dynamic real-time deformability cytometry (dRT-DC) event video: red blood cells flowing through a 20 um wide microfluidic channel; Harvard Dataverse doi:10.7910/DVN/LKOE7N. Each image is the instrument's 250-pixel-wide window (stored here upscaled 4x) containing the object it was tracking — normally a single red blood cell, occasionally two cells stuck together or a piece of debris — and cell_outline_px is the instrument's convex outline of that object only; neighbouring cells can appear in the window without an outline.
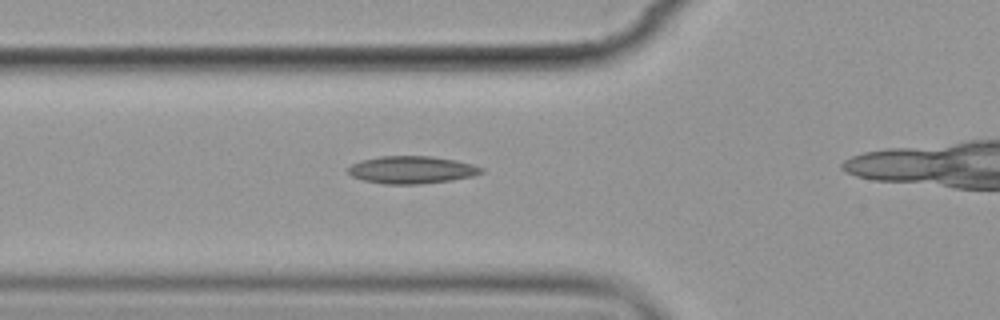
{"species": "common noctule bat (a hibernating species)", "species_latin": "Nyctalus noctula", "temperature_condition": "cold", "stored_images_in_passage": 5, "segment_of_instrument_passage": [1, 2], "camera_frame_rate_fps": 3000, "um_per_image_px": 0.085, "animal": {"sex": "female", "body_mass_g": 19.9}, "frame": {"image": 1, "passage_image": 4, "time_ms": 3.333, "image_size_px": [1000, 320], "cell_outline_px": [[484, 172], [472, 176], [452, 180], [420, 184], [384, 184], [364, 180], [352, 176], [348, 172], [348, 168], [352, 164], [360, 160], [380, 156], [432, 156], [456, 160], [472, 164], [484, 168]], "centroid_in_image_um": [35.01, 14.43], "position_along_channel_um": 90.8, "area_um2": 21.39}}